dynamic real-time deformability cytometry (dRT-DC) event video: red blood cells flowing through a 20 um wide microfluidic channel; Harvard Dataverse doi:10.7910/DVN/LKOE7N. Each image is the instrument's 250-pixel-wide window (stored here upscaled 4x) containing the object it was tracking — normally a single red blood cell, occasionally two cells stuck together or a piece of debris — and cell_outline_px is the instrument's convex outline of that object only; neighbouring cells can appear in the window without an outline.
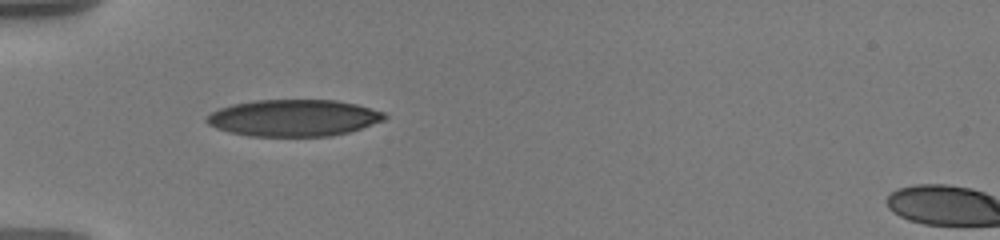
{"species": "human", "species_latin": "Homo sapiens", "temperature_condition": "warm", "stored_images_in_passage": 33, "camera_frame_rate_fps": 3000, "um_per_image_px": 0.085, "donor": {"sex": "male"}, "frame": {"image": 1, "passage_image": 1, "time_ms": 0.0, "image_size_px": [1000, 240], "cell_outline_px": [[388, 116], [384, 120], [348, 132], [332, 136], [248, 136], [228, 132], [216, 128], [208, 124], [204, 120], [212, 112], [220, 108], [232, 104], [256, 100], [336, 100], [356, 104], [384, 112]], "centroid_in_image_um": [24.94, 10.02], "position_along_channel_um": 60.1, "area_um2": 38.03}}
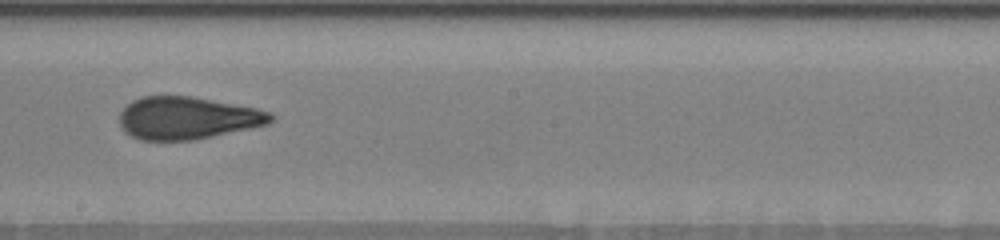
{"frame": {"image": 2, "passage_image": 14, "time_ms": 5.0, "image_size_px": [1000, 240], "cell_outline_px": [[272, 120], [268, 124], [192, 140], [140, 140], [124, 132], [120, 124], [120, 112], [132, 100], [140, 96], [192, 96], [256, 108], [272, 112]], "centroid_in_image_um": [15.89, 10.02], "position_along_channel_um": 232.3, "area_um2": 37.22}}
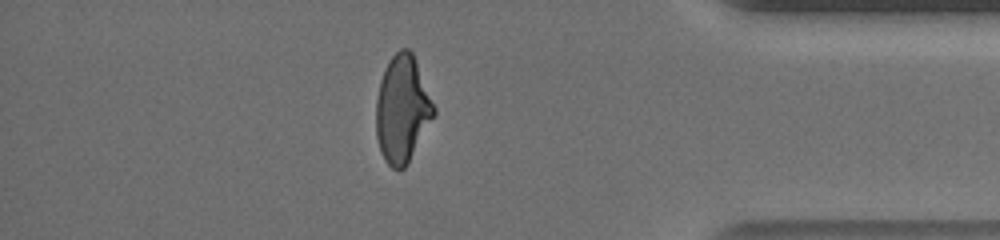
{"frame": {"image": 3, "passage_image": 27, "time_ms": 10.333, "image_size_px": [1000, 240], "cell_outline_px": [[436, 112], [408, 164], [404, 168], [392, 168], [384, 160], [380, 152], [376, 136], [376, 100], [380, 80], [388, 60], [400, 48], [408, 48], [412, 52], [416, 60], [436, 108]], "centroid_in_image_um": [34.19, 9.27], "position_along_channel_um": 401.0, "area_um2": 36.13}, "authors_computed_cell_mechanics": {"area_um2": 37.57, "velocity_mm_per_s": 3.6093, "shape_relaxation_time_tau1_ms": 8.3787, "shape_relaxation_time_tau2_ms": 0.9434, "deformation_change_tau1": 0.2608, "deformation_change_tau2": 0.0682}}